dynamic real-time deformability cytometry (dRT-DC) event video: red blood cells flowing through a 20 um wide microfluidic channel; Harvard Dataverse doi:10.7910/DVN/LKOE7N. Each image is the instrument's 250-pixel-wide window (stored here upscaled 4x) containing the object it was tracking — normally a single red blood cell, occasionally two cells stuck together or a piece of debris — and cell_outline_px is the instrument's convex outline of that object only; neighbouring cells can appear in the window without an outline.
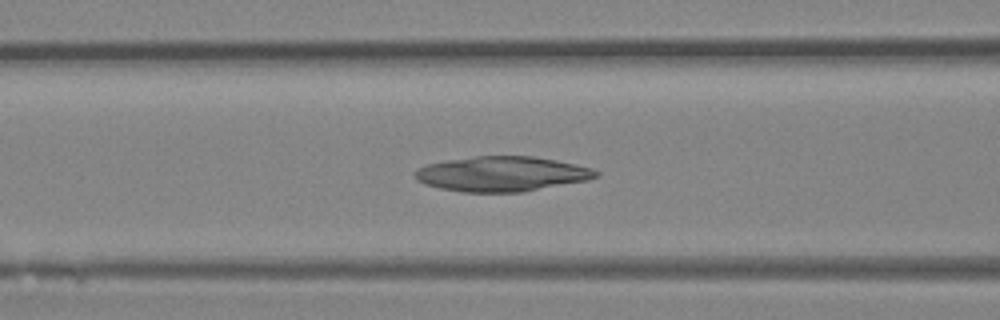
{"species": "Egyptian fruit bat (a non-hibernating species)", "species_latin": "Rousettus aegyptiacus", "temperature_condition": "room temperature", "stored_images_in_passage": 41, "camera_frame_rate_fps": 3000, "um_per_image_px": 0.085, "animal": {"sex": "female"}, "frame": {"image": 1, "passage_image": 16, "time_ms": 5.0, "image_size_px": [1000, 320], "cell_outline_px": [[600, 176], [588, 180], [524, 192], [460, 192], [440, 188], [424, 184], [416, 180], [416, 168], [428, 164], [444, 160], [476, 156], [532, 156], [556, 160], [576, 164], [592, 168], [600, 172]], "centroid_in_image_um": [42.68, 14.78], "position_along_channel_um": 123.9, "area_um2": 37.11}}
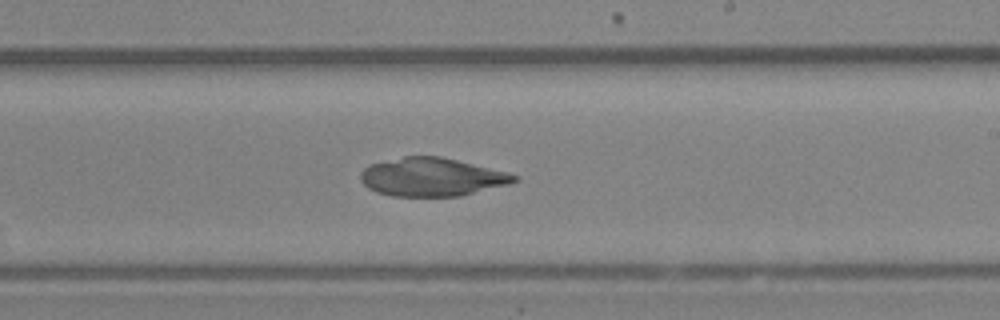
{"frame": {"image": 2, "passage_image": 24, "time_ms": 7.667, "image_size_px": [1000, 320], "cell_outline_px": [[520, 180], [508, 184], [460, 196], [392, 196], [376, 192], [368, 188], [360, 180], [360, 172], [368, 164], [404, 156], [440, 156], [508, 172], [520, 176]], "centroid_in_image_um": [36.69, 15.04], "position_along_channel_um": 252.3, "area_um2": 34.45}}
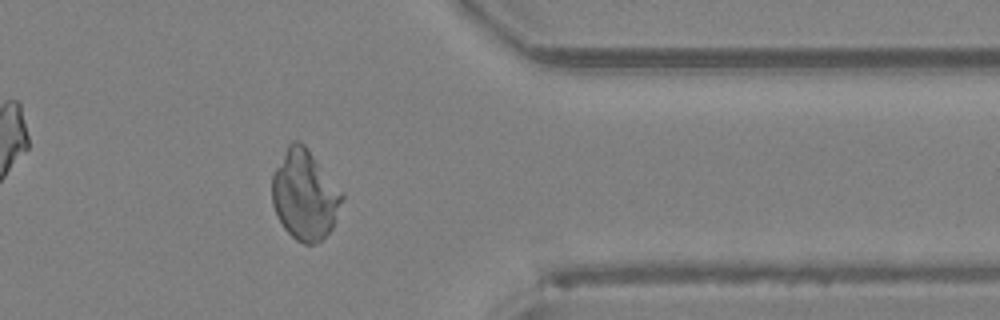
{"frame": {"image": 3, "passage_image": 33, "time_ms": 10.667, "image_size_px": [1000, 320], "cell_outline_px": [[344, 196], [332, 228], [320, 240], [312, 244], [304, 244], [296, 240], [284, 228], [276, 216], [272, 204], [272, 176], [288, 144], [292, 140], [300, 140], [304, 144], [344, 192]], "centroid_in_image_um": [25.9, 16.56], "position_along_channel_um": 385.5, "area_um2": 36.59}}